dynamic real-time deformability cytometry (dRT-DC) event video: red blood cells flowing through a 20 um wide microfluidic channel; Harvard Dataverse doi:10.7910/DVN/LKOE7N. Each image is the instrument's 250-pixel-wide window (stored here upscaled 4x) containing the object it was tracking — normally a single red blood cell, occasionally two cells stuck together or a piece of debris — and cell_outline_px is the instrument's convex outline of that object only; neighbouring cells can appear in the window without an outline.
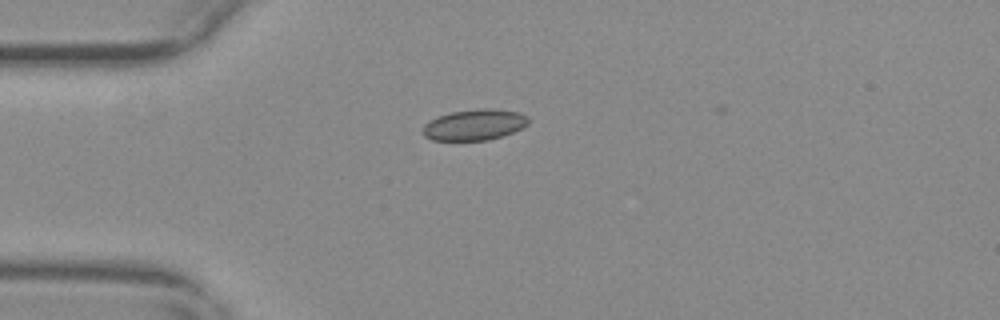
{"species": "common noctule bat (a hibernating species)", "species_latin": "Nyctalus noctula", "temperature_condition": "warm", "stored_images_in_passage": 41, "camera_frame_rate_fps": 3000, "um_per_image_px": 0.085, "animal": {"sex": "female", "body_mass_g": 29.2, "forearm_length_mm": 56.3}, "frame": {"image": 1, "passage_image": 1, "time_ms": 0.0, "image_size_px": [1000, 320], "cell_outline_px": [[528, 124], [512, 132], [488, 140], [432, 140], [424, 136], [424, 124], [436, 116], [452, 112], [480, 108], [492, 108], [520, 112], [528, 116]], "centroid_in_image_um": [40.33, 10.59], "position_along_channel_um": 44.7, "area_um2": 18.96}}
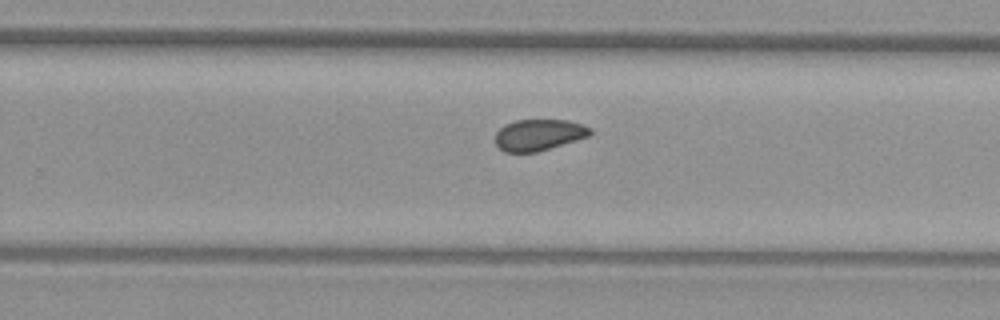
{"frame": {"image": 2, "passage_image": 22, "time_ms": 7.0, "image_size_px": [1000, 320], "cell_outline_px": [[592, 132], [588, 136], [576, 140], [536, 152], [504, 152], [496, 144], [496, 132], [504, 124], [516, 120], [568, 120], [592, 128]], "centroid_in_image_um": [45.78, 11.46], "position_along_channel_um": 284.0, "area_um2": 17.17}}
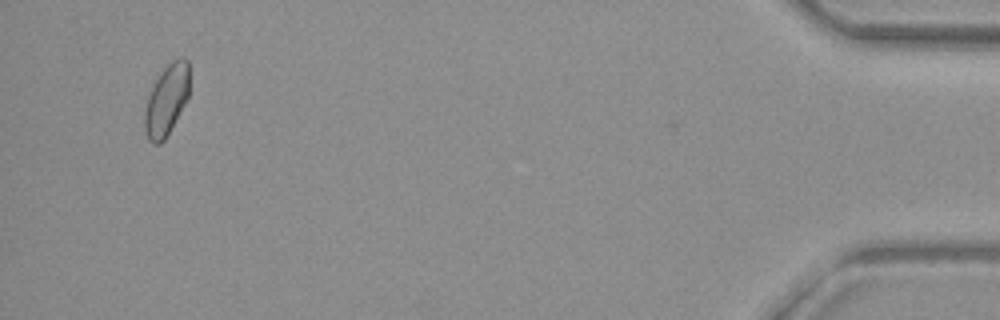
{"frame": {"image": 3, "passage_image": 40, "time_ms": 13.0, "image_size_px": [1000, 320], "cell_outline_px": [[188, 96], [164, 140], [160, 144], [152, 144], [148, 140], [144, 128], [144, 112], [148, 96], [156, 80], [164, 68], [172, 60], [180, 56], [184, 56], [188, 60]], "centroid_in_image_um": [14.13, 8.49], "position_along_channel_um": 421.1, "area_um2": 18.15}, "authors_computed_cell_mechanics": {"area_um2": 18.1492, "velocity_mm_per_s": 3.6874, "shape_relaxation_time_tau1_ms": null, "shape_relaxation_time_tau2_ms": 2.3719, "deformation_change_tau1": null, "deformation_change_tau2": 0.0583}}